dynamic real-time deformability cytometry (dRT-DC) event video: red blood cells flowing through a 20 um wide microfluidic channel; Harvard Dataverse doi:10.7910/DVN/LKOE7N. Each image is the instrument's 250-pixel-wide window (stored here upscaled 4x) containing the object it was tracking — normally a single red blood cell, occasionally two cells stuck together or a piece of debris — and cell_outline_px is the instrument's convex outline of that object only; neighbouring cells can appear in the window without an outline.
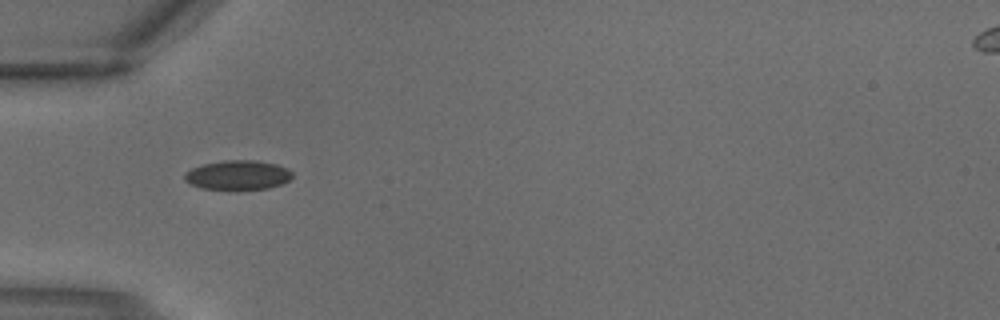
{"species": "common noctule bat (a hibernating species)", "species_latin": "Nyctalus noctula", "temperature_condition": "warm", "stored_images_in_passage": 1, "camera_frame_rate_fps": 3000, "um_per_image_px": 0.085, "animal": {"sex": "male", "body_mass_g": 18.8}, "frame": {"image": 1, "passage_image": 1, "time_ms": 0.0, "image_size_px": [1000, 320], "cell_outline_px": [[292, 176], [288, 180], [280, 184], [268, 188], [236, 192], [200, 188], [184, 180], [184, 172], [192, 168], [204, 164], [224, 160], [256, 160], [276, 164], [288, 168], [292, 172]], "centroid_in_image_um": [20.2, 14.91], "position_along_channel_um": 64.8, "area_um2": 19.07}}